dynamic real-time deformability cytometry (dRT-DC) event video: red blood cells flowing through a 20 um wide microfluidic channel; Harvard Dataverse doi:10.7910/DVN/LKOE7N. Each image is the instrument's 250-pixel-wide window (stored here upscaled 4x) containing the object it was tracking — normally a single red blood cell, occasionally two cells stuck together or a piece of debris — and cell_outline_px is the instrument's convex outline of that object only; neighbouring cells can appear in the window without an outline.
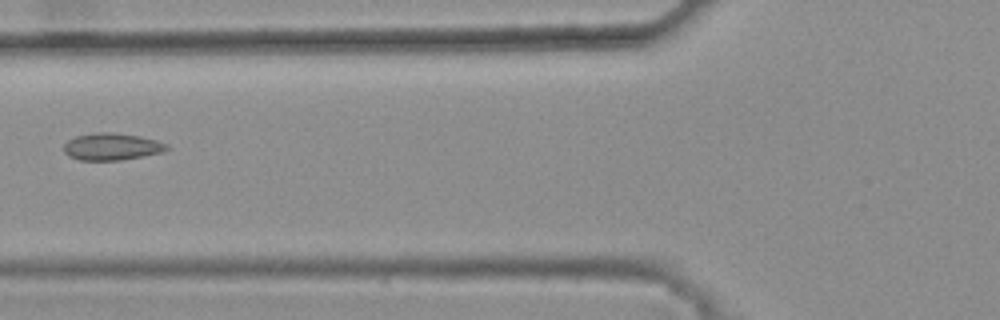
{"species": "common noctule bat (a hibernating species)", "species_latin": "Nyctalus noctula", "temperature_condition": "warm", "stored_images_in_passage": 5, "camera_frame_rate_fps": 3000, "um_per_image_px": 0.085, "animal": {"sex": "female", "body_mass_g": 25.1}, "frame": {"image": 1, "passage_image": 5, "time_ms": 1.333, "image_size_px": [1000, 320], "cell_outline_px": [[168, 148], [160, 152], [120, 160], [80, 160], [68, 156], [64, 152], [64, 144], [68, 140], [76, 136], [92, 132], [112, 132], [140, 136], [156, 140], [168, 144]], "centroid_in_image_um": [9.45, 12.45], "position_along_channel_um": 116.4, "area_um2": 16.13}}